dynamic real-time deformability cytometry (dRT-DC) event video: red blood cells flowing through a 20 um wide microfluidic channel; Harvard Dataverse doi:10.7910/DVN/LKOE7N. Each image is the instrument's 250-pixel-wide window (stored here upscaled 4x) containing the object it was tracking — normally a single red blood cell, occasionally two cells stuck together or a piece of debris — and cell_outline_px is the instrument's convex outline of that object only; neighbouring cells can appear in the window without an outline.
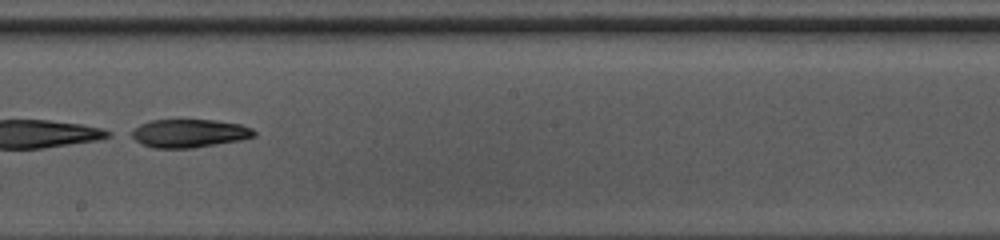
{"species": "common noctule bat (a hibernating species)", "species_latin": "Nyctalus noctula", "temperature_condition": "warm", "stored_images_in_passage": 44, "camera_frame_rate_fps": 3000, "um_per_image_px": 0.085, "animal": {"sex": "female", "body_mass_g": 10.0, "forearm_length_mm": 53.1}, "frame": {"image": 1, "passage_image": 25, "time_ms": 8.0, "image_size_px": [1000, 240], "cell_outline_px": [[256, 136], [240, 140], [192, 148], [152, 148], [128, 136], [128, 132], [140, 124], [152, 120], [216, 120], [240, 124], [252, 128], [256, 132]], "centroid_in_image_um": [16.06, 11.33], "position_along_channel_um": 232.1, "area_um2": 20.29}}
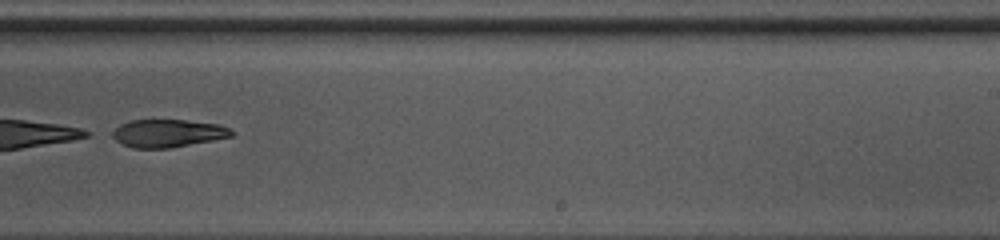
{"frame": {"image": 2, "passage_image": 28, "time_ms": 9.0, "image_size_px": [1000, 240], "cell_outline_px": [[236, 132], [232, 136], [172, 148], [132, 148], [116, 140], [108, 132], [120, 124], [132, 120], [184, 120], [220, 124]], "centroid_in_image_um": [14.24, 11.32], "position_along_channel_um": 274.8, "area_um2": 19.42}}
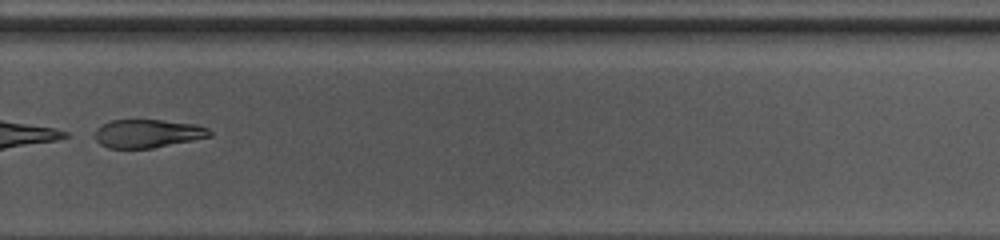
{"frame": {"image": 3, "passage_image": 31, "time_ms": 10.0, "image_size_px": [1000, 240], "cell_outline_px": [[212, 136], [152, 148], [108, 148], [100, 144], [88, 136], [96, 128], [112, 120], [160, 120], [196, 124], [208, 128], [212, 132]], "centroid_in_image_um": [12.47, 11.35], "position_along_channel_um": 317.3, "area_um2": 19.19}}